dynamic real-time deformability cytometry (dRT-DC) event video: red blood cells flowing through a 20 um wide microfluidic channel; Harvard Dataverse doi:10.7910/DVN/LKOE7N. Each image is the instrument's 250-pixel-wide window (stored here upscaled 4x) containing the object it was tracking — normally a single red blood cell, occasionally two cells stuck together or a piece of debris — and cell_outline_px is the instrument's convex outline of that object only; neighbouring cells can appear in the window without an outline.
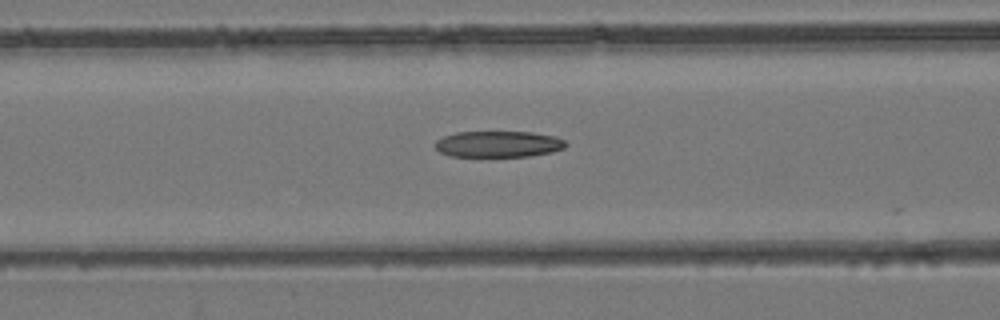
{"species": "common noctule bat (a hibernating species)", "species_latin": "Nyctalus noctula", "temperature_condition": "room temperature", "stored_images_in_passage": 43, "camera_frame_rate_fps": 3000, "um_per_image_px": 0.085, "animal": {"sex": "female", "body_mass_g": 24.6, "forearm_length_mm": 56.2}, "frame": {"image": 1, "passage_image": 18, "time_ms": 5.667, "image_size_px": [1000, 320], "cell_outline_px": [[568, 144], [564, 148], [552, 152], [528, 156], [452, 156], [440, 152], [436, 148], [436, 140], [444, 136], [456, 132], [532, 132], [556, 136], [564, 140]], "centroid_in_image_um": [42.39, 12.24], "position_along_channel_um": 124.2, "area_um2": 19.88}}
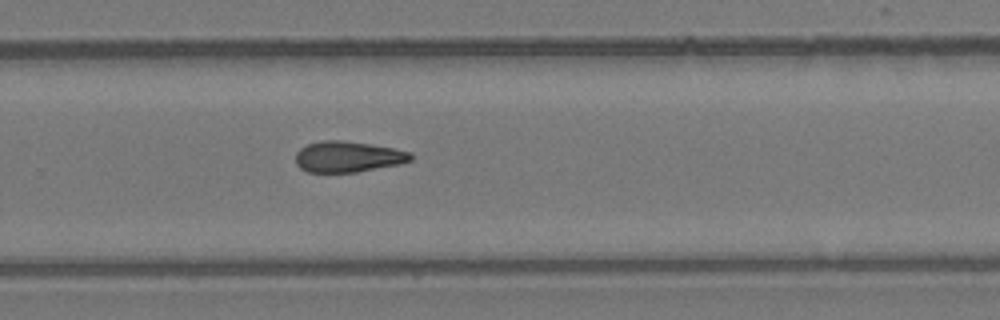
{"frame": {"image": 2, "passage_image": 29, "time_ms": 9.333, "image_size_px": [1000, 320], "cell_outline_px": [[412, 160], [400, 164], [356, 172], [308, 172], [300, 168], [296, 164], [296, 152], [300, 148], [308, 144], [320, 140], [340, 140], [368, 144], [392, 148], [412, 152]], "centroid_in_image_um": [29.56, 13.32], "position_along_channel_um": 300.2, "area_um2": 20.69}}
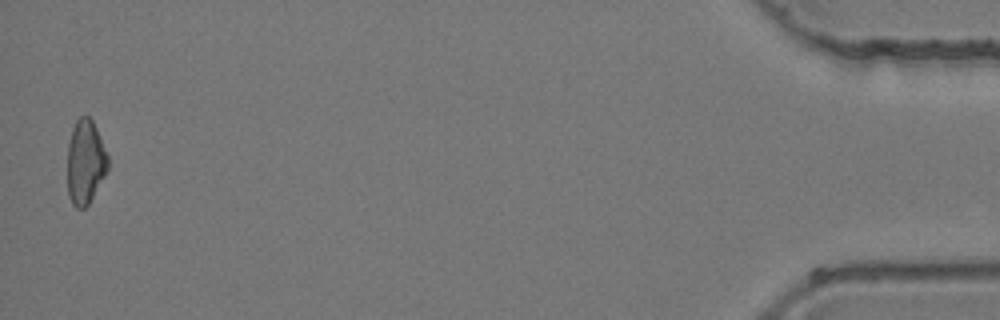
{"frame": {"image": 3, "passage_image": 43, "time_ms": 14.0, "image_size_px": [1000, 320], "cell_outline_px": [[108, 168], [104, 176], [88, 204], [84, 208], [76, 208], [72, 204], [68, 196], [68, 144], [72, 128], [76, 120], [80, 116], [88, 116], [92, 120], [96, 128], [108, 156]], "centroid_in_image_um": [7.24, 13.77], "position_along_channel_um": 428.0, "area_um2": 19.71}}